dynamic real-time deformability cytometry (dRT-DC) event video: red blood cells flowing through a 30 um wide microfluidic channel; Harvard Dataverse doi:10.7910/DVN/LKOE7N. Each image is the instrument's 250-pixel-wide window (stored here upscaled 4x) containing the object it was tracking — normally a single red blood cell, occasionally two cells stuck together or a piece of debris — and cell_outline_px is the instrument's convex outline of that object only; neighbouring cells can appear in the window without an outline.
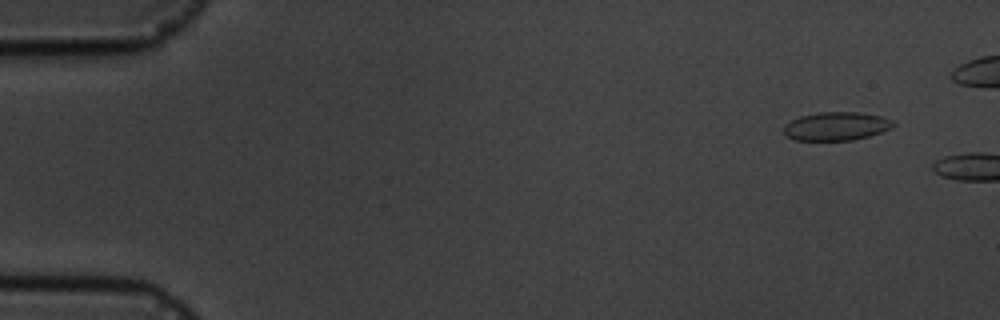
{"species": "common noctule bat (a hibernating species)", "species_latin": "Nyctalus noctula", "temperature_condition": "cold", "stored_images_in_passage": 3, "camera_frame_rate_fps": 3000, "um_per_image_px": 0.085, "animal": {"sex": "male", "body_mass_g": 19.5, "forearm_length_mm": 54.6}, "frame": {"image": 1, "passage_image": 2, "time_ms": 1.0, "image_size_px": [1000, 320], "cell_outline_px": [[896, 124], [892, 128], [868, 136], [852, 140], [796, 140], [784, 136], [784, 124], [800, 116], [820, 112], [856, 112], [880, 116], [892, 120]], "centroid_in_image_um": [71.06, 10.73], "position_along_channel_um": 13.9, "area_um2": 18.09}}